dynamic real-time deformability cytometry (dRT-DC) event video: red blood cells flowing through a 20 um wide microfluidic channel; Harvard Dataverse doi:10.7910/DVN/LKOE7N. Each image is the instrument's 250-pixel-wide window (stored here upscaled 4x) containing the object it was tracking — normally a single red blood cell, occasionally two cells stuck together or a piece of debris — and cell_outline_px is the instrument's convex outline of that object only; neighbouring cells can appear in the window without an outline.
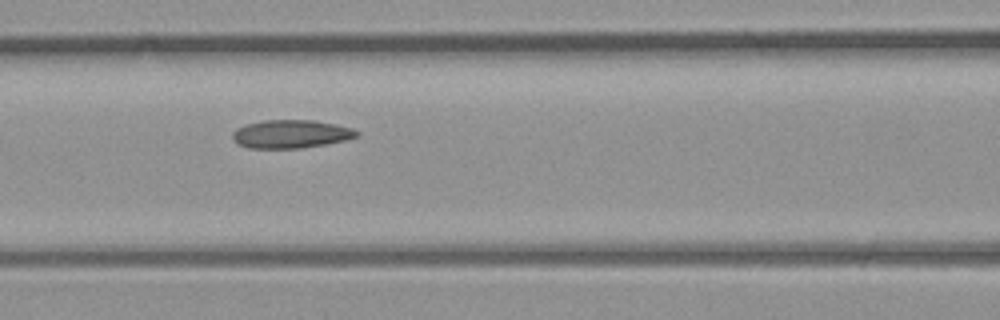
{"species": "common noctule bat (a hibernating species)", "species_latin": "Nyctalus noctula", "temperature_condition": "room temperature", "stored_images_in_passage": 10, "camera_frame_rate_fps": 3000, "um_per_image_px": 0.085, "animal": {"sex": "male", "body_mass_g": 23.1, "forearm_length_mm": 52.7}, "frame": {"image": 1, "passage_image": 5, "time_ms": 1.333, "image_size_px": [1000, 320], "cell_outline_px": [[360, 136], [348, 140], [300, 148], [248, 148], [236, 144], [232, 140], [232, 132], [236, 128], [244, 124], [264, 120], [316, 120], [336, 124], [352, 128], [360, 132]], "centroid_in_image_um": [24.72, 11.39], "position_along_channel_um": 141.9, "area_um2": 20.81}}